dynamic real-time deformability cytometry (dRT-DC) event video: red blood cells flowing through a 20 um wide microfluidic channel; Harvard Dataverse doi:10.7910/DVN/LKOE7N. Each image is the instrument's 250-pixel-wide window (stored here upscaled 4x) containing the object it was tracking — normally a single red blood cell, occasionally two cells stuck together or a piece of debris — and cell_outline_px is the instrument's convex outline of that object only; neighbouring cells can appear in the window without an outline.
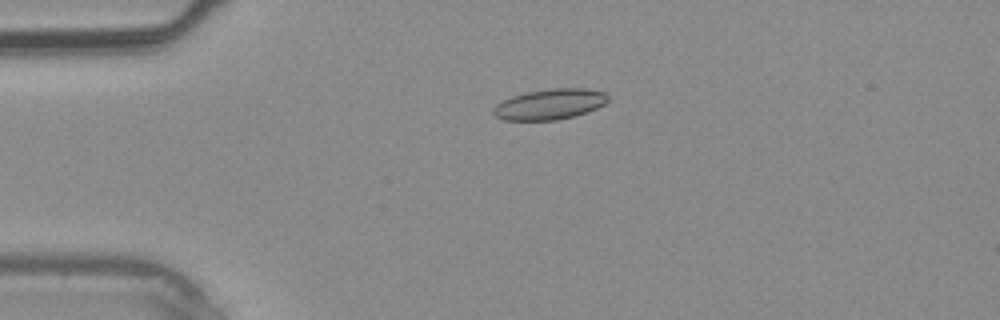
{"species": "common noctule bat (a hibernating species)", "species_latin": "Nyctalus noctula", "temperature_condition": "warm", "stored_images_in_passage": 40, "camera_frame_rate_fps": 3000, "um_per_image_px": 0.085, "animal": {"sex": "male", "body_mass_g": 20.4}, "frame": {"image": 1, "passage_image": 10, "time_ms": 3.0, "image_size_px": [1000, 320], "cell_outline_px": [[608, 100], [604, 104], [588, 112], [576, 116], [556, 120], [504, 120], [496, 116], [492, 112], [492, 108], [496, 104], [512, 96], [528, 92], [552, 88], [584, 88], [604, 92], [608, 96]], "centroid_in_image_um": [46.73, 8.86], "position_along_channel_um": 38.3, "area_um2": 20.4}}
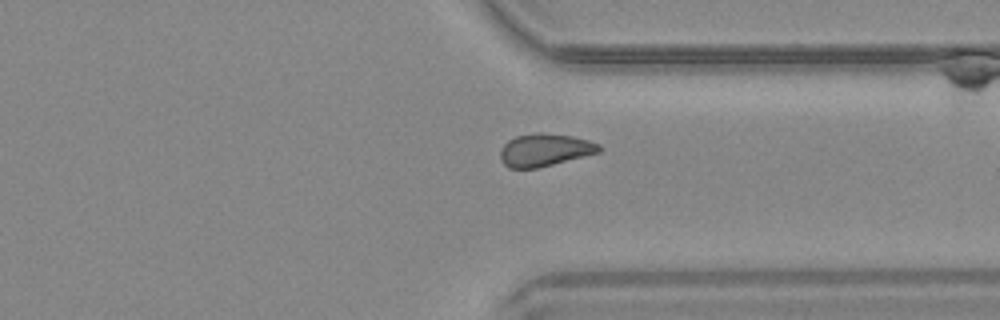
{"frame": {"image": 2, "passage_image": 31, "time_ms": 10.0, "image_size_px": [1000, 320], "cell_outline_px": [[600, 152], [536, 168], [508, 168], [500, 160], [500, 148], [508, 140], [516, 136], [536, 132], [540, 132], [572, 136], [588, 140], [600, 144]], "centroid_in_image_um": [46.27, 12.74], "position_along_channel_um": 365.1, "area_um2": 18.73}}
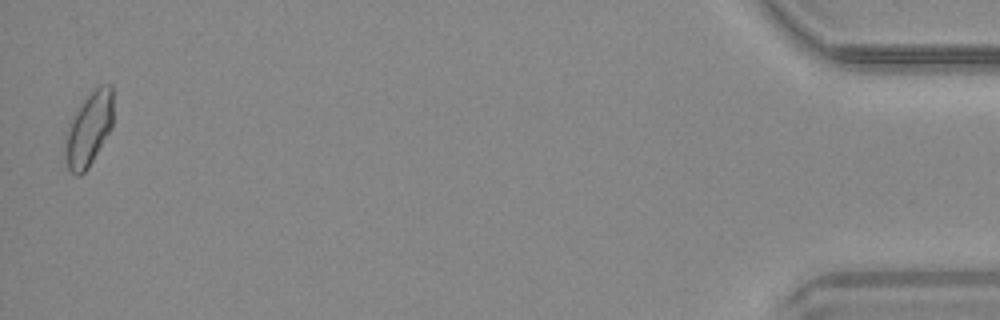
{"frame": {"image": 3, "passage_image": 40, "time_ms": 13.0, "image_size_px": [1000, 320], "cell_outline_px": [[112, 128], [88, 168], [80, 176], [76, 176], [68, 168], [64, 156], [64, 132], [68, 120], [80, 104], [100, 84], [112, 84]], "centroid_in_image_um": [7.5, 10.99], "position_along_channel_um": 427.7, "area_um2": 21.1}}